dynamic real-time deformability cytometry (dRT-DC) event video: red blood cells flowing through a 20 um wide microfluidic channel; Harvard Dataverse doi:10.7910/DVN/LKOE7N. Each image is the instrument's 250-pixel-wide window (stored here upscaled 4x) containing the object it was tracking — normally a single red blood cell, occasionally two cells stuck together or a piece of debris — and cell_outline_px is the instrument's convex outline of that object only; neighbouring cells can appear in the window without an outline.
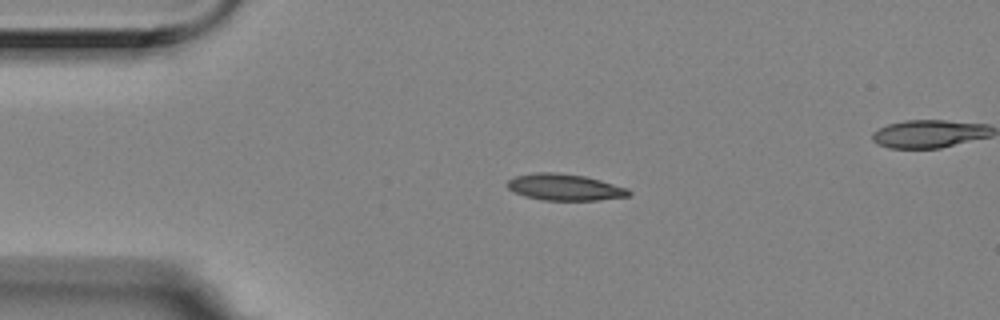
{"species": "Egyptian fruit bat (a non-hibernating species)", "species_latin": "Rousettus aegyptiacus", "temperature_condition": "room temperature", "stored_images_in_passage": 4, "camera_frame_rate_fps": 3000, "um_per_image_px": 0.085, "animal": {"sex": "female"}, "frame": {"image": 1, "passage_image": 2, "time_ms": 0.333, "image_size_px": [1000, 320], "cell_outline_px": [[632, 192], [628, 196], [596, 200], [544, 200], [524, 196], [508, 188], [504, 184], [508, 180], [516, 176], [536, 172], [556, 172], [584, 176], [600, 180], [628, 188]], "centroid_in_image_um": [47.98, 15.91], "position_along_channel_um": 37.0, "area_um2": 18.67}}